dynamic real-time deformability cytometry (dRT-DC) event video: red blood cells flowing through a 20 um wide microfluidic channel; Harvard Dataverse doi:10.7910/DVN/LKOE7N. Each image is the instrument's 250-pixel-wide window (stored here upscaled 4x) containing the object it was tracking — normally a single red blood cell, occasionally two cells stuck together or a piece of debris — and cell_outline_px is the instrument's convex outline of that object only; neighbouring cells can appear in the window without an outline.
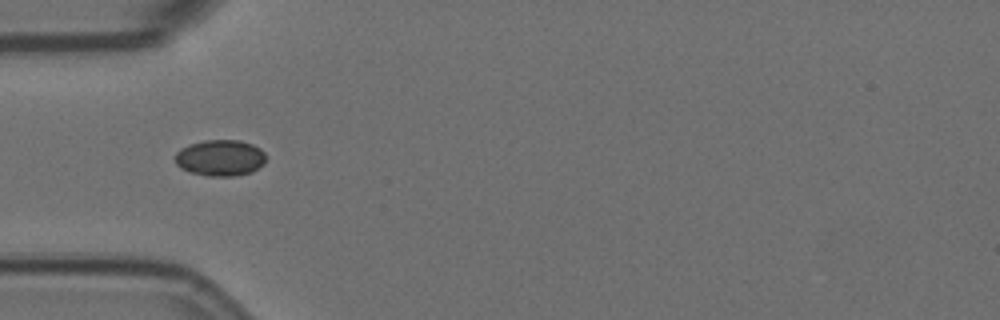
{"species": "Egyptian fruit bat (a non-hibernating species)", "species_latin": "Rousettus aegyptiacus", "temperature_condition": "room temperature", "stored_images_in_passage": 5, "camera_frame_rate_fps": 3000, "um_per_image_px": 0.085, "animal": {"sex": "female"}, "frame": {"image": 1, "passage_image": 4, "time_ms": 1.0, "image_size_px": [1000, 320], "cell_outline_px": [[264, 164], [252, 172], [232, 176], [208, 176], [192, 172], [180, 168], [176, 164], [176, 152], [180, 148], [204, 140], [240, 140], [252, 144], [260, 148], [264, 152]], "centroid_in_image_um": [18.73, 13.41], "position_along_channel_um": 66.3, "area_um2": 19.07}}
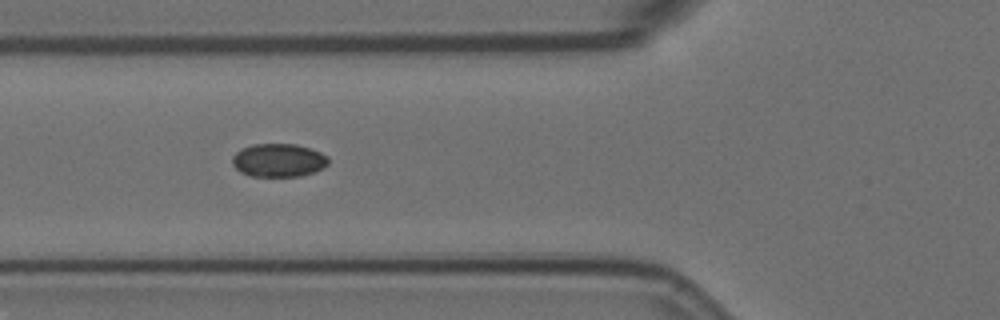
{"frame": {"image": 2, "passage_image": 5, "time_ms": 1.333, "image_size_px": [1000, 320], "cell_outline_px": [[328, 164], [312, 172], [300, 176], [252, 176], [240, 172], [232, 164], [232, 156], [240, 148], [252, 144], [296, 144], [320, 152], [328, 156]], "centroid_in_image_um": [23.63, 13.61], "position_along_channel_um": 102.2, "area_um2": 18.55}}